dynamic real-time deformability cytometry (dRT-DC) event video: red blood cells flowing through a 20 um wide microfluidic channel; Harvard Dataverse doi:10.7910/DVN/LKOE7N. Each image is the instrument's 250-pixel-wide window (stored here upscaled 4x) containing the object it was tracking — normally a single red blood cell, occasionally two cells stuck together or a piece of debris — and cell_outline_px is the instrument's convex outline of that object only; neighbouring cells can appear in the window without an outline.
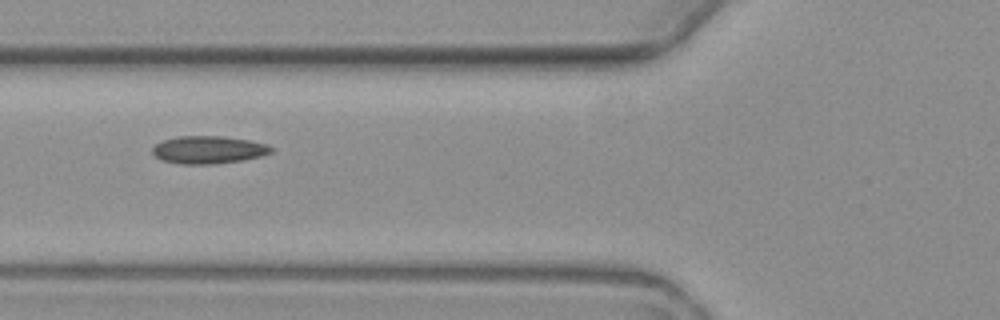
{"species": "common noctule bat (a hibernating species)", "species_latin": "Nyctalus noctula", "temperature_condition": "warm", "stored_images_in_passage": 4, "camera_frame_rate_fps": 3000, "um_per_image_px": 0.085, "animal": {"sex": "female", "body_mass_g": 19.3, "forearm_length_mm": 54.1}, "frame": {"image": 1, "passage_image": 2, "time_ms": 1.333, "image_size_px": [1000, 320], "cell_outline_px": [[272, 152], [260, 156], [244, 160], [212, 164], [180, 164], [160, 160], [152, 152], [152, 148], [156, 144], [164, 140], [180, 136], [220, 136], [248, 140], [268, 144], [272, 148]], "centroid_in_image_um": [17.71, 12.74], "position_along_channel_um": 108.1, "area_um2": 19.07}}
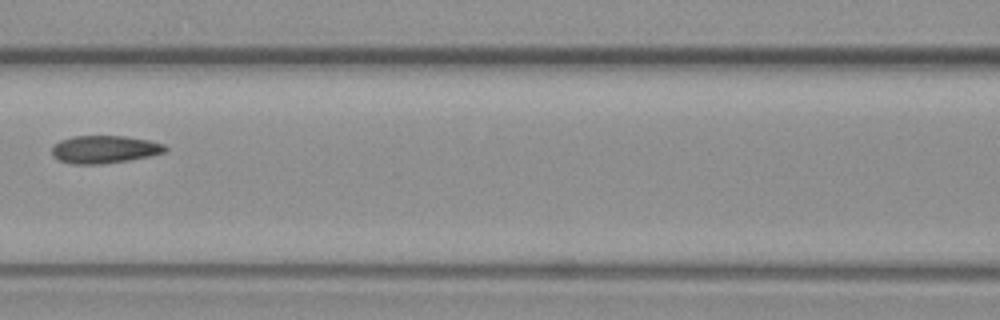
{"frame": {"image": 2, "passage_image": 3, "time_ms": 2.667, "image_size_px": [1000, 320], "cell_outline_px": [[168, 152], [152, 156], [128, 160], [100, 164], [72, 164], [56, 160], [52, 156], [52, 148], [60, 140], [72, 136], [124, 136], [148, 140], [164, 144], [168, 148]], "centroid_in_image_um": [8.89, 12.7], "position_along_channel_um": 157.7, "area_um2": 18.5}}
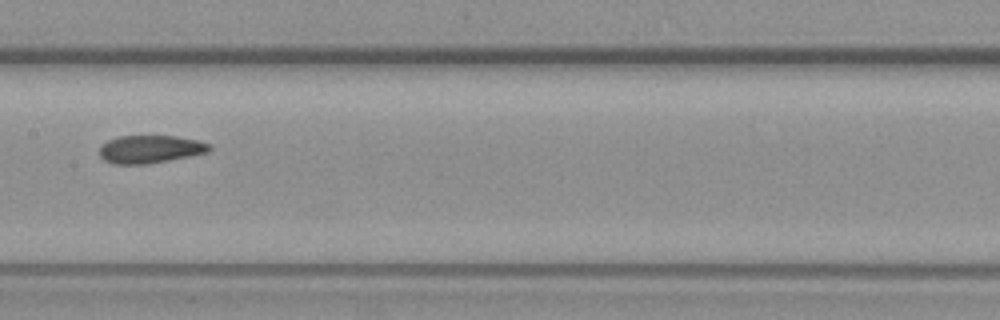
{"frame": {"image": 3, "passage_image": 4, "time_ms": 3.667, "image_size_px": [1000, 320], "cell_outline_px": [[212, 148], [208, 152], [148, 164], [112, 164], [104, 160], [100, 156], [100, 144], [108, 140], [120, 136], [176, 136], [196, 140], [212, 144]], "centroid_in_image_um": [12.75, 12.68], "position_along_channel_um": 194.7, "area_um2": 17.86}}